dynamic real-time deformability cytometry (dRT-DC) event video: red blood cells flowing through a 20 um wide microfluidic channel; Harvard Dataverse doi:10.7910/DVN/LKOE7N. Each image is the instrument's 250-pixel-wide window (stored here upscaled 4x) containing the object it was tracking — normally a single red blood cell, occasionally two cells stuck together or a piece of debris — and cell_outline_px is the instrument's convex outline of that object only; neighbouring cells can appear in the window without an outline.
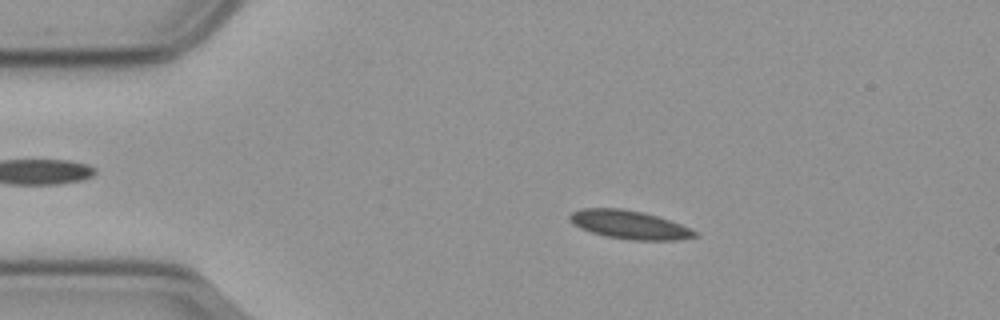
{"species": "common noctule bat (a hibernating species)", "species_latin": "Nyctalus noctula", "temperature_condition": "cold", "stored_images_in_passage": 56, "camera_frame_rate_fps": 3000, "um_per_image_px": 0.085, "animal": {"sex": "male", "body_mass_g": 23.1, "forearm_length_mm": 52.7}, "frame": {"image": 1, "passage_image": 10, "time_ms": 3.0, "image_size_px": [1000, 320], "cell_outline_px": [[700, 236], [680, 240], [632, 240], [604, 236], [580, 228], [572, 224], [568, 220], [568, 216], [572, 212], [580, 208], [620, 208], [644, 212], [680, 224], [696, 232]], "centroid_in_image_um": [53.46, 19.1], "position_along_channel_um": 31.5, "area_um2": 20.81}}
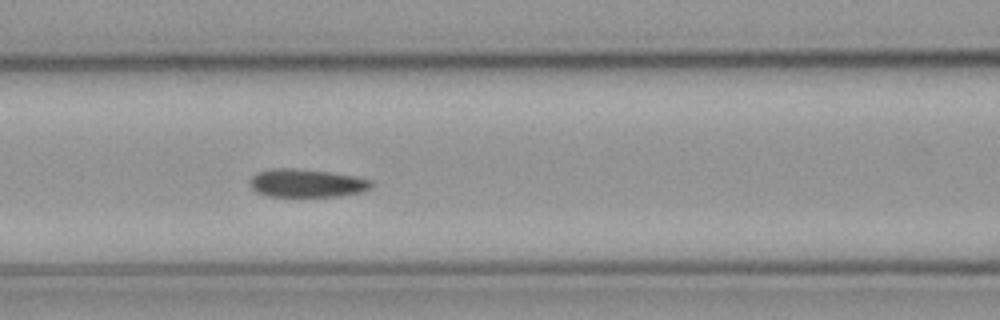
{"frame": {"image": 2, "passage_image": 23, "time_ms": 7.333, "image_size_px": [1000, 320], "cell_outline_px": [[372, 188], [360, 192], [340, 196], [268, 196], [256, 192], [252, 188], [252, 176], [256, 172], [272, 168], [292, 168], [328, 172], [356, 176], [372, 180]], "centroid_in_image_um": [26.09, 15.56], "position_along_channel_um": 140.5, "area_um2": 19.83}}
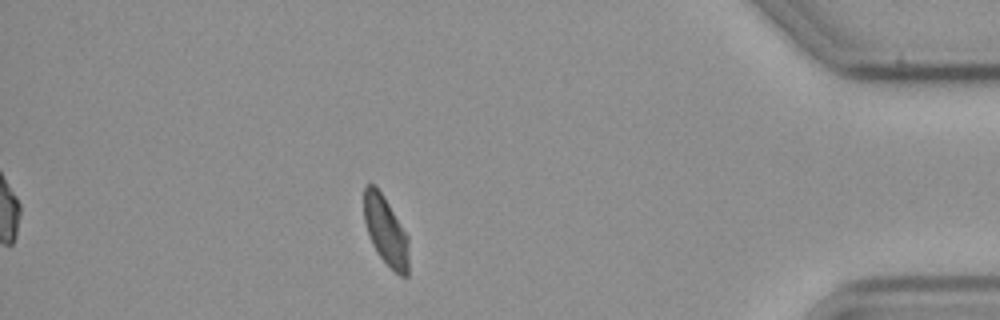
{"frame": {"image": 3, "passage_image": 49, "time_ms": 16.0, "image_size_px": [1000, 320], "cell_outline_px": [[408, 276], [400, 276], [376, 252], [372, 244], [364, 220], [364, 188], [368, 184], [376, 184], [384, 196], [408, 236]], "centroid_in_image_um": [32.78, 19.59], "position_along_channel_um": 402.4, "area_um2": 17.86}, "authors_computed_cell_mechanics": {"area_um2": 19.9988, "velocity_mm_per_s": 3.5752, "shape_relaxation_time_tau1_ms": 10.3968, "shape_relaxation_time_tau2_ms": null, "deformation_change_tau1": 0.1349, "deformation_change_tau2": null}}